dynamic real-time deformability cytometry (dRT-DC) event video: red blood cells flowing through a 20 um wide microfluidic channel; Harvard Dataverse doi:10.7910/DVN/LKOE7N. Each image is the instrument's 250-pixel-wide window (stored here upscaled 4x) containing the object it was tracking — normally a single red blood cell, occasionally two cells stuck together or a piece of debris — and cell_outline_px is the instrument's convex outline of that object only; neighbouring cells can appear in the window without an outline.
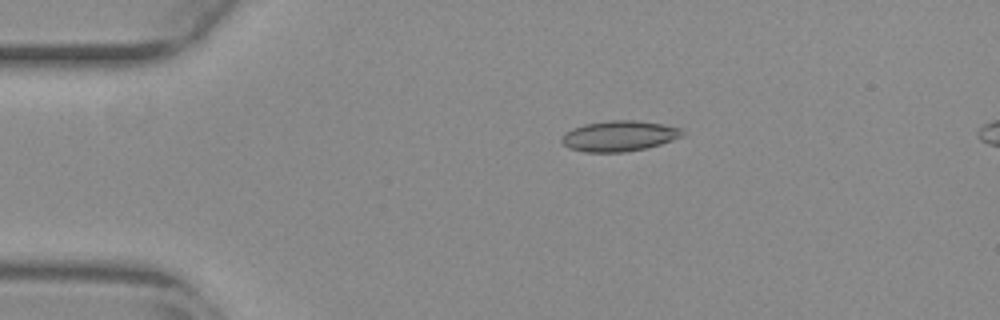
{"species": "common noctule bat (a hibernating species)", "species_latin": "Nyctalus noctula", "temperature_condition": "warm", "stored_images_in_passage": 53, "camera_frame_rate_fps": 3000, "um_per_image_px": 0.085, "animal": {"sex": "female", "body_mass_g": 29.2, "forearm_length_mm": 56.3}, "frame": {"image": 1, "passage_image": 11, "time_ms": 3.333, "image_size_px": [1000, 320], "cell_outline_px": [[684, 136], [648, 148], [624, 152], [584, 152], [568, 148], [560, 140], [564, 132], [572, 128], [584, 124], [608, 120], [636, 120], [664, 124], [680, 128], [684, 132]], "centroid_in_image_um": [52.62, 11.56], "position_along_channel_um": 32.4, "area_um2": 21.73}}
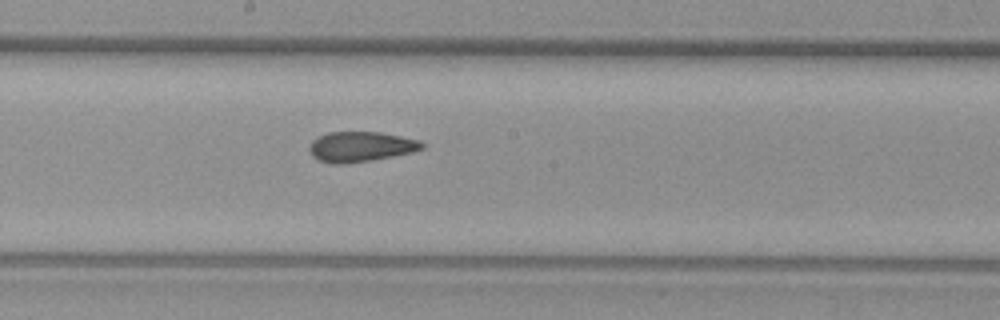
{"frame": {"image": 2, "passage_image": 29, "time_ms": 9.333, "image_size_px": [1000, 320], "cell_outline_px": [[424, 148], [412, 152], [372, 160], [344, 164], [332, 164], [316, 160], [312, 156], [308, 148], [312, 140], [328, 132], [380, 132], [420, 140], [424, 144]], "centroid_in_image_um": [30.63, 12.47], "position_along_channel_um": 217.6, "area_um2": 19.88}}
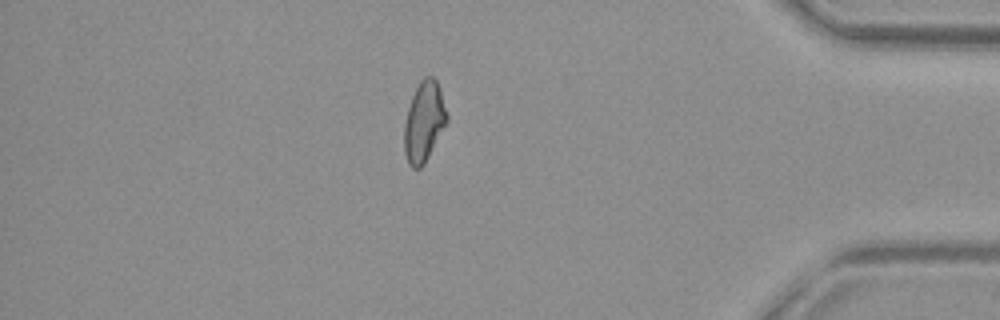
{"frame": {"image": 3, "passage_image": 46, "time_ms": 15.0, "image_size_px": [1000, 320], "cell_outline_px": [[448, 120], [424, 164], [420, 168], [412, 168], [408, 164], [404, 152], [404, 124], [408, 108], [412, 96], [420, 80], [424, 76], [432, 76], [436, 80], [440, 88], [448, 116]], "centroid_in_image_um": [36.03, 10.34], "position_along_channel_um": 399.2, "area_um2": 19.88}, "authors_computed_cell_mechanics": {"area_um2": 20.1144, "velocity_mm_per_s": 3.8929, "shape_relaxation_time_tau1_ms": null, "shape_relaxation_time_tau2_ms": 2.6054, "deformation_change_tau1": null, "deformation_change_tau2": 0.0779}}